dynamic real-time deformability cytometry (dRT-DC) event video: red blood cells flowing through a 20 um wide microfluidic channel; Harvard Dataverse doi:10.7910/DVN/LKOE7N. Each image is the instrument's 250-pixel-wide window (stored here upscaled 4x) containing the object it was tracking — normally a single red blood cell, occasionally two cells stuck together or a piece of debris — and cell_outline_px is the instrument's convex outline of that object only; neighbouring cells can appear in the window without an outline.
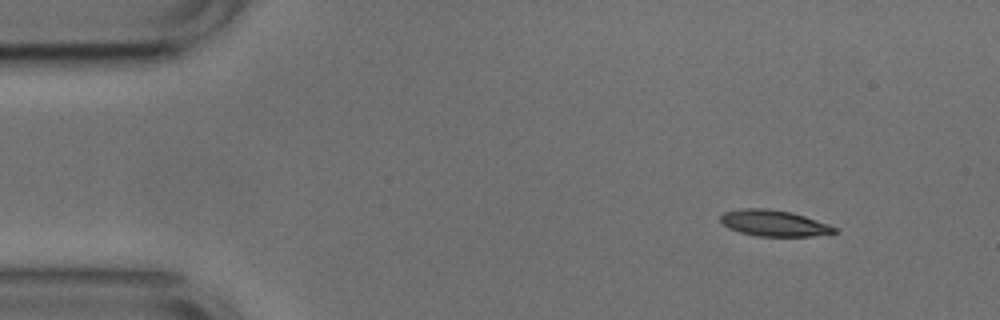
{"species": "common noctule bat (a hibernating species)", "species_latin": "Nyctalus noctula", "temperature_condition": "cold", "stored_images_in_passage": 48, "camera_frame_rate_fps": 3000, "um_per_image_px": 0.085, "animal": {"sex": "male", "body_mass_g": 17.9, "forearm_length_mm": 54.2}, "frame": {"image": 1, "passage_image": 1, "time_ms": 0.0, "image_size_px": [1000, 320], "cell_outline_px": [[840, 232], [812, 236], [756, 236], [740, 232], [728, 228], [720, 220], [720, 216], [724, 212], [740, 208], [768, 208], [792, 212], [840, 228]], "centroid_in_image_um": [65.81, 18.97], "position_along_channel_um": 19.2, "area_um2": 17.51}}
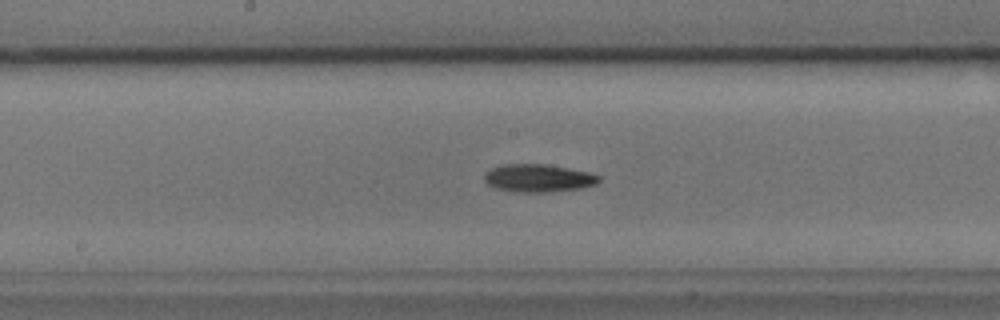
{"frame": {"image": 2, "passage_image": 22, "time_ms": 7.0, "image_size_px": [1000, 320], "cell_outline_px": [[600, 180], [596, 184], [580, 188], [548, 192], [516, 192], [496, 188], [488, 184], [484, 180], [484, 176], [492, 168], [504, 164], [544, 164], [568, 168], [588, 172], [600, 176]], "centroid_in_image_um": [45.76, 15.14], "position_along_channel_um": 202.4, "area_um2": 18.38}}
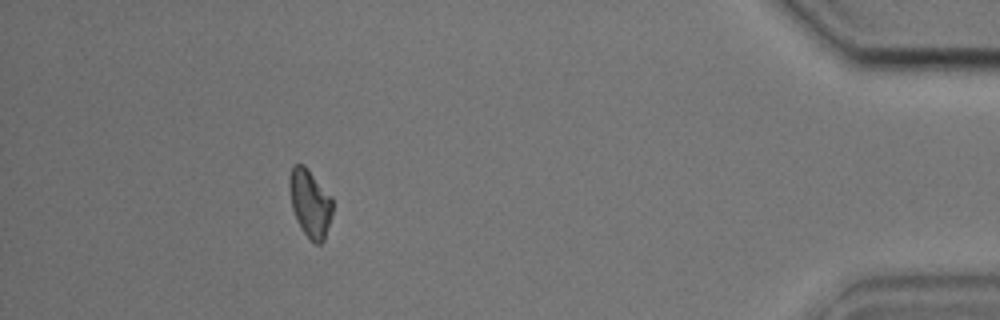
{"frame": {"image": 3, "passage_image": 43, "time_ms": 14.0, "image_size_px": [1000, 320], "cell_outline_px": [[332, 212], [324, 240], [320, 244], [316, 244], [300, 228], [296, 220], [292, 208], [288, 188], [288, 180], [292, 164], [304, 164], [308, 168], [332, 196]], "centroid_in_image_um": [26.33, 17.22], "position_along_channel_um": 408.9, "area_um2": 17.22}, "authors_computed_cell_mechanics": {"area_um2": 17.3978, "velocity_mm_per_s": 3.7581, "shape_relaxation_time_tau1_ms": 3.4856, "shape_relaxation_time_tau2_ms": 10.1425, "deformation_change_tau1": 0.1077, "deformation_change_tau2": 0.1963}}